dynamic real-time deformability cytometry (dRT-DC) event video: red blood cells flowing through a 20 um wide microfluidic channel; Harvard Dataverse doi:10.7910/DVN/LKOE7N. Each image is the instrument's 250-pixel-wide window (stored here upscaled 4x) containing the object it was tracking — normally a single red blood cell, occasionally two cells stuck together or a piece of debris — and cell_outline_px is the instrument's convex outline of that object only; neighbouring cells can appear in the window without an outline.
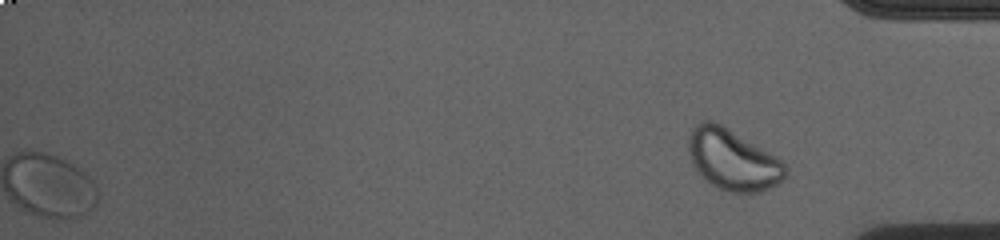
{"species": "common noctule bat (a hibernating species)", "species_latin": "Nyctalus noctula", "temperature_condition": "cold", "stored_images_in_passage": 49, "segment_of_instrument_passage": [2, 2], "camera_frame_rate_fps": 3000, "um_per_image_px": 0.085, "animal": {"sex": "female", "body_mass_g": 23.0, "forearm_length_mm": 53.4}, "frame": {"image": 1, "passage_image": 49, "time_ms": 16.0, "image_size_px": [1000, 240], "cell_outline_px": [[788, 168], [784, 176], [776, 184], [760, 192], [732, 192], [720, 188], [712, 184], [692, 164], [688, 152], [688, 140], [692, 128], [696, 124], [704, 120], [712, 120], [720, 124], [768, 152], [780, 160]], "centroid_in_image_um": [62.25, 13.56], "position_along_channel_um": 372.9, "area_um2": 33.47}}